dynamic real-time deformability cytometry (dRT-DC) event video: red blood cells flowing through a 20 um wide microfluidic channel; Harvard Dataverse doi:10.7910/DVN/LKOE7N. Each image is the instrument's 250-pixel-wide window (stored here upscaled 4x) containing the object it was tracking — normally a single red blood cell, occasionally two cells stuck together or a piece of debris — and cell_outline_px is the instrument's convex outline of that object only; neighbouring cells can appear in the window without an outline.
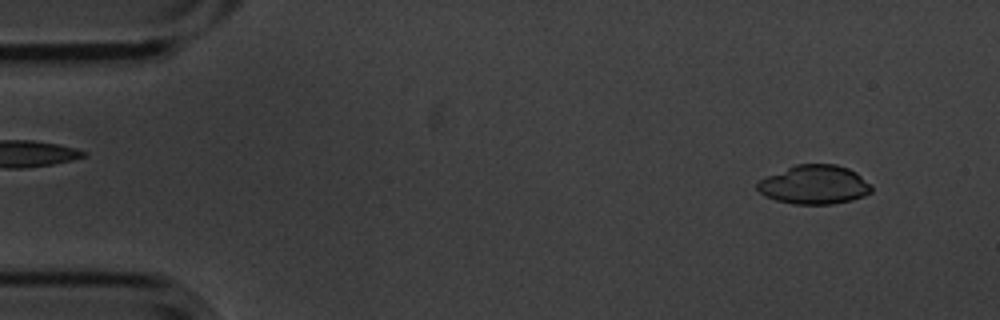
{"species": "common noctule bat (a hibernating species)", "species_latin": "Nyctalus noctula", "temperature_condition": "cold", "stored_images_in_passage": 4, "camera_frame_rate_fps": 3000, "um_per_image_px": 0.085, "animal": {"sex": "male", "body_mass_g": 20.1, "forearm_length_mm": 53.5}, "frame": {"image": 1, "passage_image": 1, "time_ms": 0.0, "image_size_px": [1000, 320], "cell_outline_px": [[872, 192], [864, 196], [852, 200], [832, 204], [792, 204], [776, 200], [764, 196], [756, 188], [756, 184], [760, 180], [768, 176], [796, 164], [836, 164], [848, 168], [856, 172], [872, 184]], "centroid_in_image_um": [69.25, 15.7], "position_along_channel_um": 15.8, "area_um2": 26.01}}